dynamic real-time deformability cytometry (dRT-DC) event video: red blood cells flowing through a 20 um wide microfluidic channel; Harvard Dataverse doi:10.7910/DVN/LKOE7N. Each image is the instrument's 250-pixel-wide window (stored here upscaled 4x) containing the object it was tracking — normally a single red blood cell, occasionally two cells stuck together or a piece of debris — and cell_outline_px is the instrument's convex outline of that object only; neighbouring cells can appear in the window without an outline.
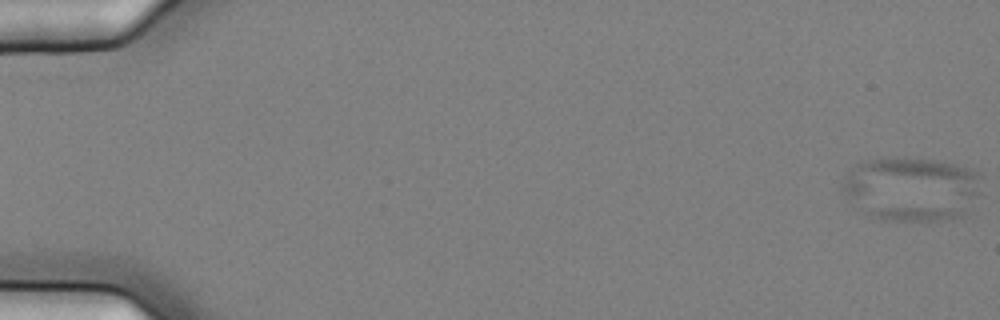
{"species": "common noctule bat (a hibernating species)", "species_latin": "Nyctalus noctula", "temperature_condition": "cold", "stored_images_in_passage": 57, "camera_frame_rate_fps": 3000, "um_per_image_px": 0.085, "animal": {"sex": "female", "body_mass_g": 25.1}, "frame": {"image": 1, "passage_image": 1, "time_ms": 0.0, "image_size_px": [1000, 320], "cell_outline_px": [[980, 176], [976, 192], [964, 216], [952, 220], [880, 220], [856, 208], [840, 192], [840, 184], [848, 168], [856, 164], [872, 160], [892, 156], [904, 156], [936, 160], [956, 164], [972, 168]], "centroid_in_image_um": [77.38, 16.03], "position_along_channel_um": 7.6, "area_um2": 52.66}}
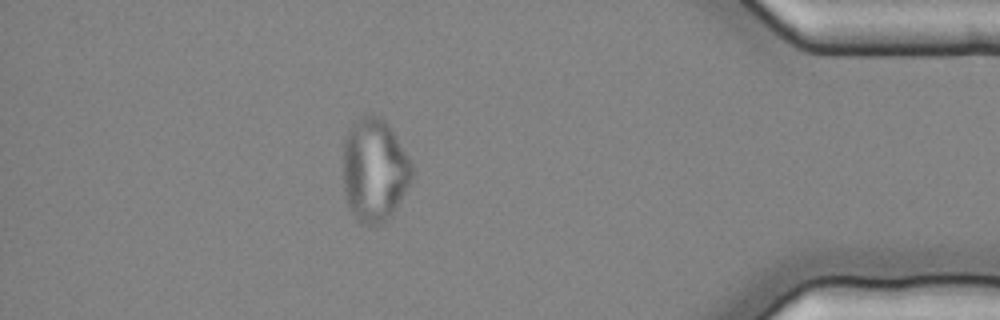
{"frame": {"image": 2, "passage_image": 51, "time_ms": 16.667, "image_size_px": [1000, 320], "cell_outline_px": [[412, 180], [392, 216], [380, 224], [360, 224], [352, 212], [348, 204], [344, 192], [344, 136], [348, 128], [364, 112], [380, 116], [388, 124], [408, 156], [412, 164]], "centroid_in_image_um": [31.82, 14.43], "position_along_channel_um": 403.4, "area_um2": 41.73}}